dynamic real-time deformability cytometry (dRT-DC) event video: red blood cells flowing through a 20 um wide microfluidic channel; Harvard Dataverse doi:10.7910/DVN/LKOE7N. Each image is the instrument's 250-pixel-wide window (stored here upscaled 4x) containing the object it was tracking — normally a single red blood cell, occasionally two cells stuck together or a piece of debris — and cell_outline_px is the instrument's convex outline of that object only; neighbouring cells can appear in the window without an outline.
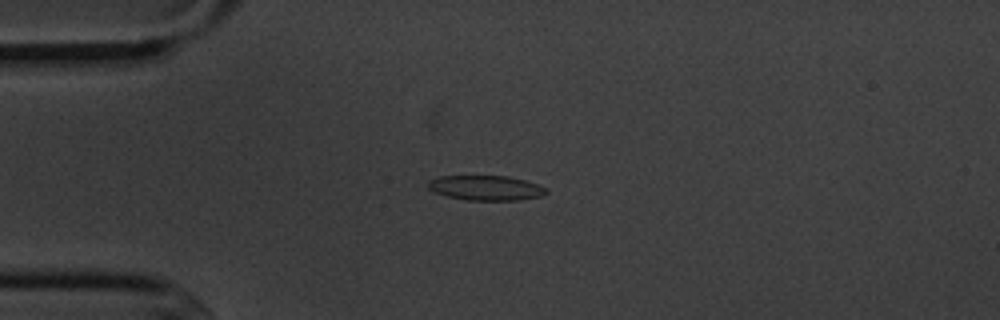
{"species": "common noctule bat (a hibernating species)", "species_latin": "Nyctalus noctula", "temperature_condition": "cold", "stored_images_in_passage": 7, "camera_frame_rate_fps": 3000, "um_per_image_px": 0.085, "animal": {"sex": "male", "body_mass_g": 20.1, "forearm_length_mm": 53.5}, "frame": {"image": 1, "passage_image": 1, "time_ms": 0.0, "image_size_px": [1000, 320], "cell_outline_px": [[548, 192], [540, 196], [520, 200], [468, 200], [448, 196], [436, 192], [428, 188], [428, 180], [440, 176], [508, 176], [524, 180], [536, 184], [544, 188]], "centroid_in_image_um": [41.28, 15.97], "position_along_channel_um": 43.7, "area_um2": 16.88}}
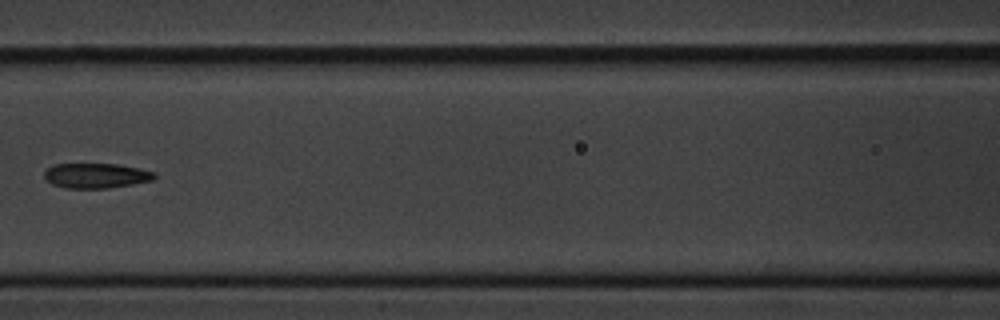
{"frame": {"image": 2, "passage_image": 4, "time_ms": 3.667, "image_size_px": [1000, 320], "cell_outline_px": [[156, 176], [152, 180], [132, 184], [108, 188], [64, 188], [52, 184], [44, 176], [44, 172], [52, 164], [116, 164], [136, 168], [152, 172]], "centroid_in_image_um": [8.11, 14.93], "position_along_channel_um": 158.5, "area_um2": 15.78}}
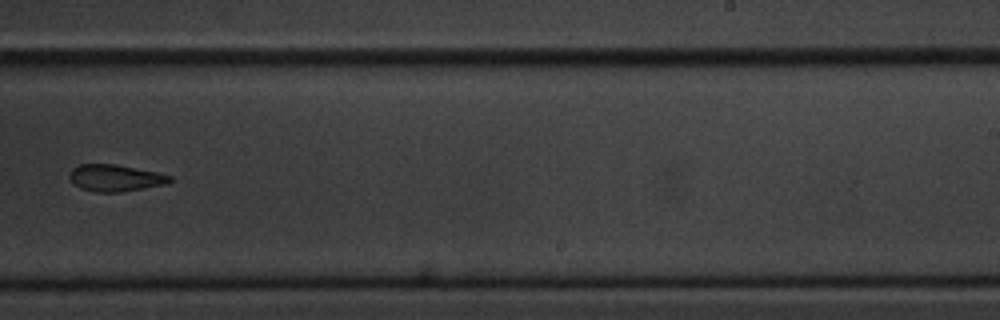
{"frame": {"image": 3, "passage_image": 7, "time_ms": 7.0, "image_size_px": [1000, 320], "cell_outline_px": [[172, 180], [168, 184], [124, 192], [96, 192], [80, 188], [72, 184], [68, 176], [72, 168], [80, 164], [116, 164], [156, 172], [172, 176]], "centroid_in_image_um": [9.79, 15.13], "position_along_channel_um": 279.2, "area_um2": 15.9}}